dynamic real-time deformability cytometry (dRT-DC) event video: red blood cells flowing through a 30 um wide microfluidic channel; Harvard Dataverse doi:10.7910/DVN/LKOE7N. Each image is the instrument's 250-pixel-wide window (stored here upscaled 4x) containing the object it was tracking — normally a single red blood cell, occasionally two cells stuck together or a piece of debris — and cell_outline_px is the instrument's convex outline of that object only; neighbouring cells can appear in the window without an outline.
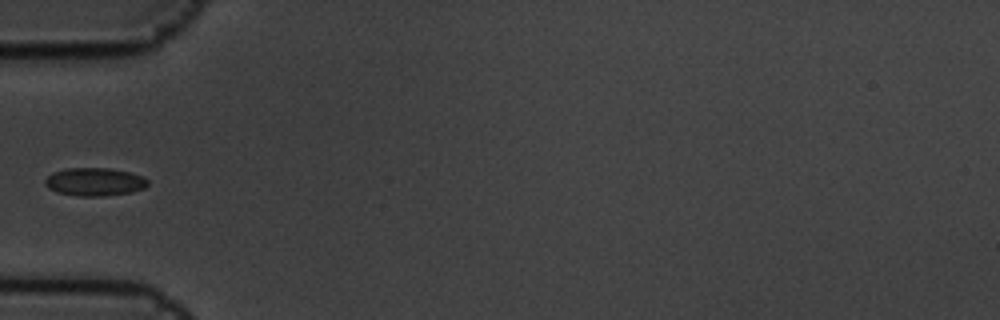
{"species": "common noctule bat (a hibernating species)", "species_latin": "Nyctalus noctula", "temperature_condition": "cold", "stored_images_in_passage": 1, "camera_frame_rate_fps": 3000, "um_per_image_px": 0.085, "animal": {"sex": "male", "body_mass_g": 19.5, "forearm_length_mm": 54.6}, "frame": {"image": 1, "passage_image": 1, "time_ms": 0.0, "image_size_px": [1000, 320], "cell_outline_px": [[148, 184], [144, 188], [132, 192], [104, 196], [76, 196], [56, 192], [48, 188], [44, 184], [44, 180], [52, 172], [68, 168], [108, 168], [128, 172], [144, 176], [148, 180]], "centroid_in_image_um": [8.03, 15.46], "position_along_channel_um": 77.0, "area_um2": 16.94}}